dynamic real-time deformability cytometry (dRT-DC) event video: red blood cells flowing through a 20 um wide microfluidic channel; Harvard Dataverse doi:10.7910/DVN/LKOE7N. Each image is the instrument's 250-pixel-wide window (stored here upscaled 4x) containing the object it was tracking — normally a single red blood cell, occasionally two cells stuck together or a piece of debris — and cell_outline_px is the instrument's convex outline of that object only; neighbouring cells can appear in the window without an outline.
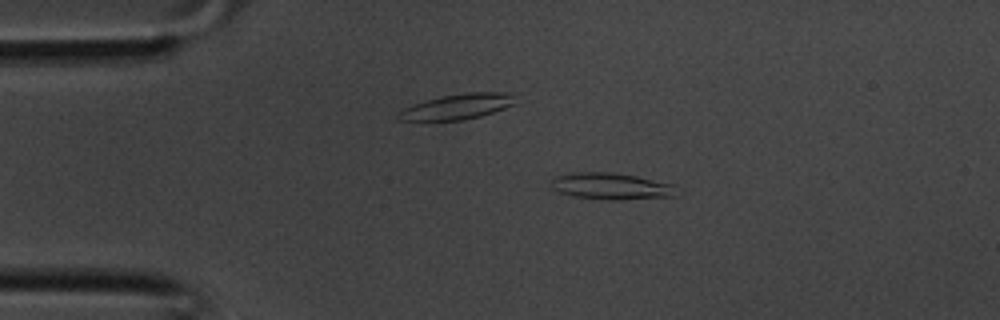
{"species": "common noctule bat (a hibernating species)", "species_latin": "Nyctalus noctula", "temperature_condition": "room temperature", "stored_images_in_passage": 34, "camera_frame_rate_fps": 3000, "um_per_image_px": 0.085, "animal": {"sex": "male", "body_mass_g": 20.1, "forearm_length_mm": 53.5}, "frame": {"image": 1, "passage_image": 5, "time_ms": 1.333, "image_size_px": [1000, 320], "cell_outline_px": [[676, 196], [620, 200], [608, 200], [572, 196], [560, 192], [552, 188], [548, 184], [552, 176], [572, 172], [612, 172], [636, 176], [672, 184]], "centroid_in_image_um": [51.84, 15.82], "position_along_channel_um": 33.2, "area_um2": 19.59}}
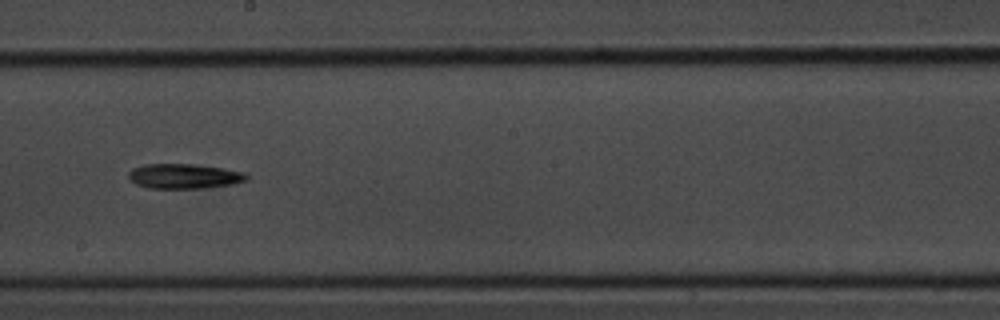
{"frame": {"image": 2, "passage_image": 18, "time_ms": 5.667, "image_size_px": [1000, 320], "cell_outline_px": [[248, 180], [232, 184], [204, 188], [152, 188], [136, 184], [128, 176], [128, 172], [132, 168], [144, 164], [192, 164], [220, 168], [244, 172], [248, 176]], "centroid_in_image_um": [15.64, 14.97], "position_along_channel_um": 232.6, "area_um2": 16.94}}
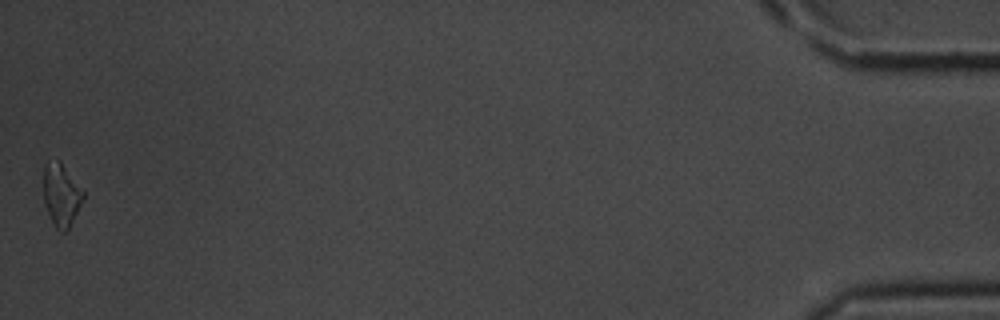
{"frame": {"image": 3, "passage_image": 34, "time_ms": 11.0, "image_size_px": [1000, 320], "cell_outline_px": [[84, 200], [68, 228], [64, 232], [60, 232], [56, 228], [44, 204], [44, 164], [60, 160], [84, 192]], "centroid_in_image_um": [5.22, 16.57], "position_along_channel_um": 430.0, "area_um2": 14.22}}